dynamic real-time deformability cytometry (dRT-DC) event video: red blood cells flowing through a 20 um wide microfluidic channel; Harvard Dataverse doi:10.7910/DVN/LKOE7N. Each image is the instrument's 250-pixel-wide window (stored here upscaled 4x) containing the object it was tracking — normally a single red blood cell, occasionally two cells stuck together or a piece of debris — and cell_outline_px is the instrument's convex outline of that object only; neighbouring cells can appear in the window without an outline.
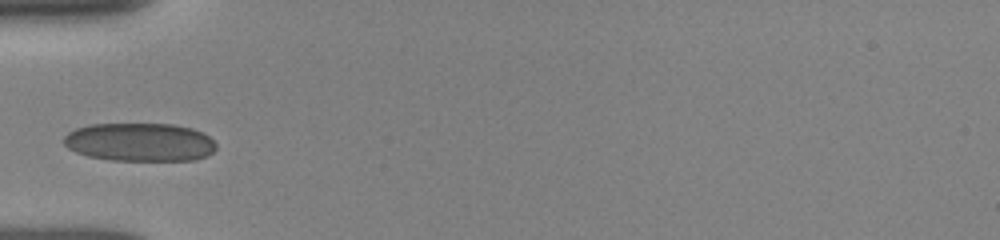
{"species": "human", "species_latin": "Homo sapiens", "temperature_condition": "room temperature", "stored_images_in_passage": 29, "camera_frame_rate_fps": 3000, "um_per_image_px": 0.085, "donor": {"sex": "female"}, "frame": {"image": 1, "passage_image": 1, "time_ms": 0.0, "image_size_px": [1000, 240], "cell_outline_px": [[216, 148], [212, 152], [196, 160], [112, 160], [88, 156], [76, 152], [68, 148], [64, 144], [64, 136], [68, 132], [76, 128], [92, 124], [176, 124], [192, 128], [208, 136], [216, 144]], "centroid_in_image_um": [11.87, 12.08], "position_along_channel_um": 73.1, "area_um2": 33.99}}
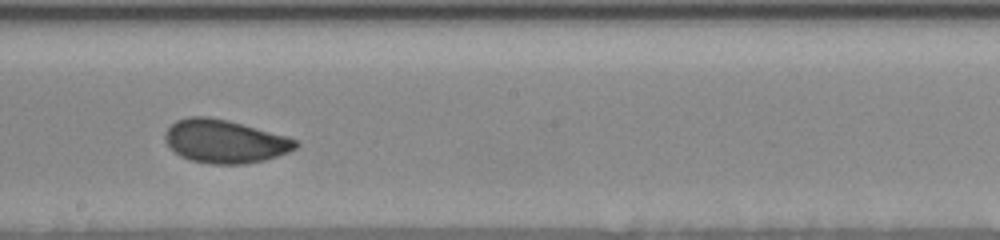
{"frame": {"image": 2, "passage_image": 13, "time_ms": 4.0, "image_size_px": [1000, 240], "cell_outline_px": [[300, 144], [296, 148], [288, 152], [264, 160], [244, 164], [212, 164], [192, 160], [180, 156], [164, 140], [164, 132], [176, 120], [188, 116], [208, 116], [228, 120], [284, 136], [296, 140]], "centroid_in_image_um": [19.08, 12.01], "position_along_channel_um": 229.1, "area_um2": 32.66}}
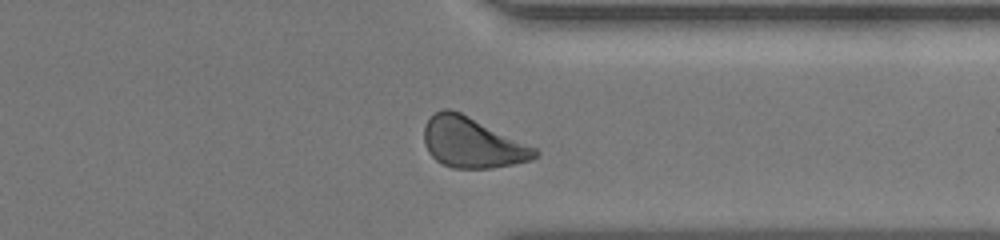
{"frame": {"image": 3, "passage_image": 24, "time_ms": 7.667, "image_size_px": [1000, 240], "cell_outline_px": [[540, 156], [532, 160], [492, 168], [452, 168], [436, 160], [428, 152], [424, 144], [424, 124], [436, 112], [444, 108], [448, 108], [460, 112], [536, 148], [540, 152]], "centroid_in_image_um": [40.13, 12.13], "position_along_channel_um": 371.3, "area_um2": 32.37}, "authors_computed_cell_mechanics": {"area_um2": 32.3102, "velocity_mm_per_s": 3.8767, "shape_relaxation_time_tau1_ms": 3.6422, "shape_relaxation_time_tau2_ms": 0.8794, "deformation_change_tau1": 0.0868, "deformation_change_tau2": 0.0493}}